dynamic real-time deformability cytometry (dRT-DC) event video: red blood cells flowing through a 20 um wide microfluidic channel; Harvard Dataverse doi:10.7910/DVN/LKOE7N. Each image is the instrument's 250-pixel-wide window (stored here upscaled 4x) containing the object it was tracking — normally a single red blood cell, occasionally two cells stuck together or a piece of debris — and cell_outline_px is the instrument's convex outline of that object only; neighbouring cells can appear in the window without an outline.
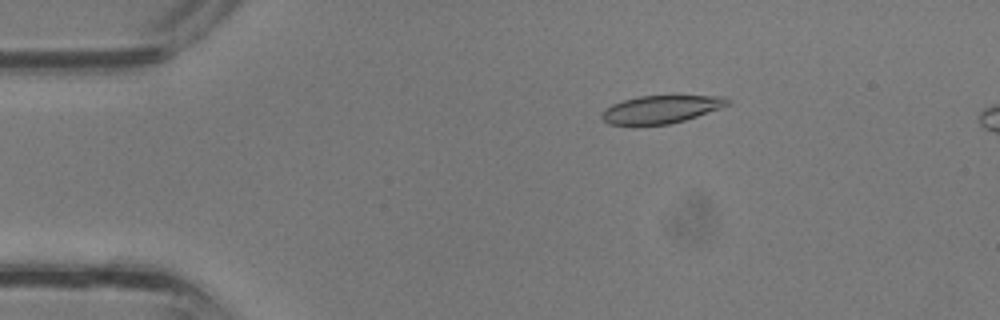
{"species": "common noctule bat (a hibernating species)", "species_latin": "Nyctalus noctula", "temperature_condition": "room temperature", "stored_images_in_passage": 37, "camera_frame_rate_fps": 3000, "um_per_image_px": 0.085, "animal": {"sex": "male", "body_mass_g": 13.3}, "frame": {"image": 1, "passage_image": 7, "time_ms": 2.0, "image_size_px": [1000, 320], "cell_outline_px": [[732, 104], [684, 120], [668, 124], [608, 124], [600, 116], [604, 108], [612, 104], [624, 100], [640, 96], [728, 96], [732, 100]], "centroid_in_image_um": [56.22, 9.27], "position_along_channel_um": 28.8, "area_um2": 20.23}}
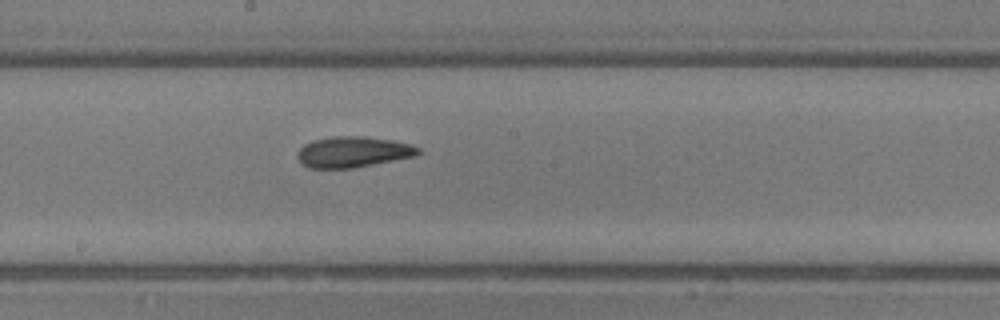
{"frame": {"image": 2, "passage_image": 20, "time_ms": 6.333, "image_size_px": [1000, 320], "cell_outline_px": [[420, 152], [416, 156], [352, 168], [308, 168], [300, 164], [296, 156], [300, 148], [304, 144], [312, 140], [332, 136], [364, 136], [392, 140], [412, 144], [420, 148]], "centroid_in_image_um": [29.98, 12.91], "position_along_channel_um": 218.2, "area_um2": 21.91}}
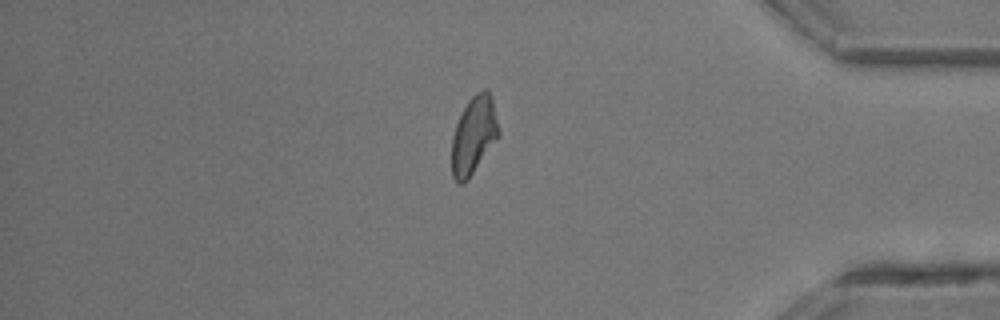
{"frame": {"image": 3, "passage_image": 31, "time_ms": 10.0, "image_size_px": [1000, 320], "cell_outline_px": [[500, 136], [468, 180], [464, 184], [460, 184], [452, 176], [452, 136], [456, 124], [468, 100], [476, 92], [484, 88], [488, 88], [492, 100], [500, 132]], "centroid_in_image_um": [40.28, 11.51], "position_along_channel_um": 394.9, "area_um2": 21.33}}